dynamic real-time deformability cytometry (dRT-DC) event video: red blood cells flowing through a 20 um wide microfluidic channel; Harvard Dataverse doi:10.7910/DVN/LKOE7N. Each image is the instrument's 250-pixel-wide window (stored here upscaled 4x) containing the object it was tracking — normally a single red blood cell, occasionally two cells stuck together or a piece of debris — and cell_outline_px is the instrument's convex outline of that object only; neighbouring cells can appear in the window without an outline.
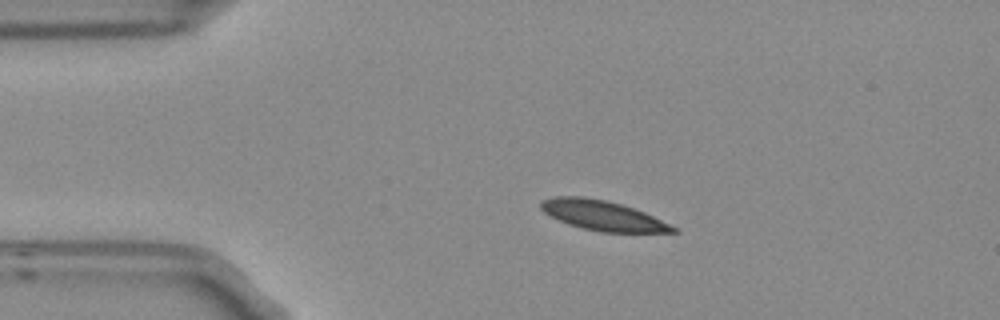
{"species": "Egyptian fruit bat (a non-hibernating species)", "species_latin": "Rousettus aegyptiacus", "temperature_condition": "room temperature", "stored_images_in_passage": 4, "camera_frame_rate_fps": 3000, "um_per_image_px": 0.085, "frame": {"image": 1, "passage_image": 2, "time_ms": 0.333, "image_size_px": [1000, 320], "cell_outline_px": [[680, 232], [600, 232], [568, 224], [544, 212], [540, 208], [540, 200], [556, 196], [584, 196], [604, 200], [620, 204], [644, 212], [676, 228]], "centroid_in_image_um": [51.18, 18.31], "position_along_channel_um": 33.8, "area_um2": 22.6}}
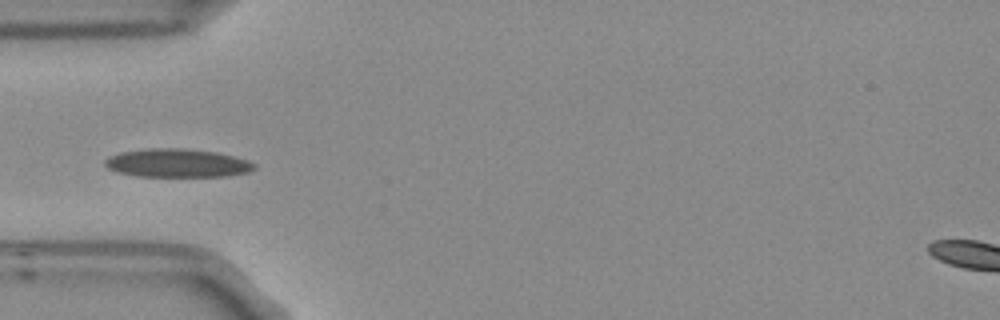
{"frame": {"image": 2, "passage_image": 4, "time_ms": 1.0, "image_size_px": [1000, 320], "cell_outline_px": [[256, 168], [248, 172], [228, 176], [136, 176], [116, 172], [108, 168], [104, 164], [104, 160], [108, 156], [120, 152], [152, 148], [180, 148], [216, 152], [248, 160], [256, 164]], "centroid_in_image_um": [15.05, 13.86], "position_along_channel_um": 70.0, "area_um2": 24.74}}